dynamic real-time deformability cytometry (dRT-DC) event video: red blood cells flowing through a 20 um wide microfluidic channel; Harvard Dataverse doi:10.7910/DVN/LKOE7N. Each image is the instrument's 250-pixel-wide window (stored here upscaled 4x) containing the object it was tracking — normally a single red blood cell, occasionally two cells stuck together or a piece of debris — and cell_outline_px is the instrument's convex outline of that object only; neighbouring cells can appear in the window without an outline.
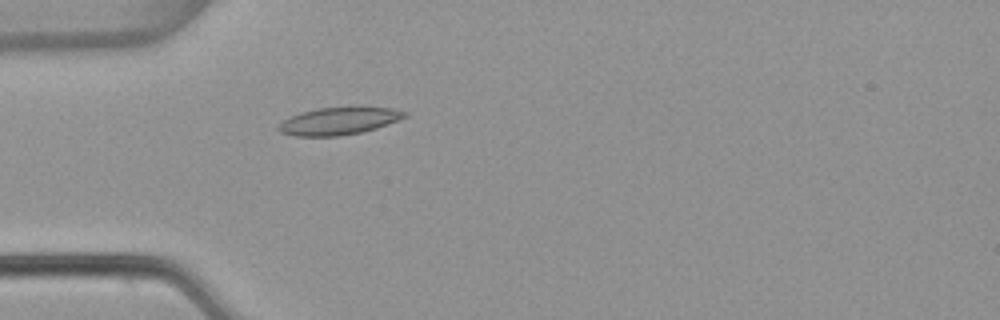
{"species": "common noctule bat (a hibernating species)", "species_latin": "Nyctalus noctula", "temperature_condition": "warm", "stored_images_in_passage": 4, "camera_frame_rate_fps": 3000, "um_per_image_px": 0.085, "animal": {"sex": "female", "body_mass_g": 22.7, "forearm_length_mm": 54.2}, "frame": {"image": 1, "passage_image": 4, "time_ms": 1.0, "image_size_px": [1000, 320], "cell_outline_px": [[408, 116], [376, 128], [360, 132], [340, 136], [296, 136], [280, 132], [276, 128], [288, 116], [300, 112], [316, 108], [392, 108], [408, 112]], "centroid_in_image_um": [28.76, 10.29], "position_along_channel_um": 56.2, "area_um2": 19.88}}